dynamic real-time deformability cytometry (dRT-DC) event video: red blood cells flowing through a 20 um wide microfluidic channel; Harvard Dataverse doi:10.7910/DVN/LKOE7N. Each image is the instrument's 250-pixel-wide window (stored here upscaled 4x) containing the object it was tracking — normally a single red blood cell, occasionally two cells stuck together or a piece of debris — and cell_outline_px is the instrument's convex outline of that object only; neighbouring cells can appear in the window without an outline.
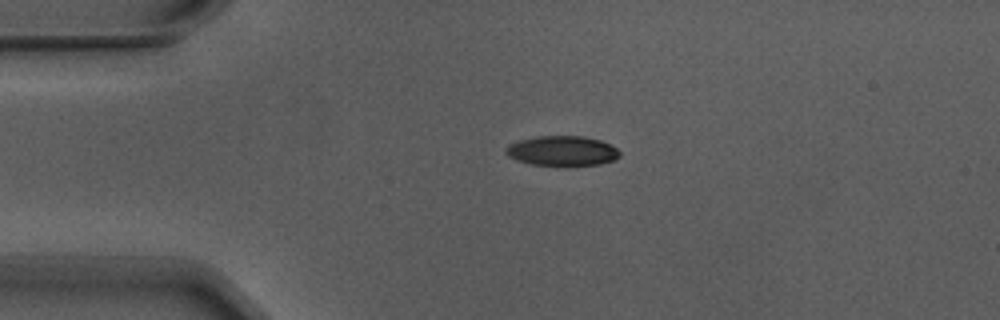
{"species": "Egyptian fruit bat (a non-hibernating species)", "species_latin": "Rousettus aegyptiacus", "temperature_condition": "warm", "stored_images_in_passage": 4, "camera_frame_rate_fps": 3000, "um_per_image_px": 0.085, "animal": {"sex": "male"}, "frame": {"image": 1, "passage_image": 3, "time_ms": 0.667, "image_size_px": [1000, 320], "cell_outline_px": [[620, 156], [612, 160], [600, 164], [532, 164], [516, 160], [508, 156], [504, 152], [504, 148], [508, 144], [520, 140], [536, 136], [584, 136], [600, 140], [612, 144], [620, 152]], "centroid_in_image_um": [47.76, 12.79], "position_along_channel_um": 37.2, "area_um2": 19.59}}